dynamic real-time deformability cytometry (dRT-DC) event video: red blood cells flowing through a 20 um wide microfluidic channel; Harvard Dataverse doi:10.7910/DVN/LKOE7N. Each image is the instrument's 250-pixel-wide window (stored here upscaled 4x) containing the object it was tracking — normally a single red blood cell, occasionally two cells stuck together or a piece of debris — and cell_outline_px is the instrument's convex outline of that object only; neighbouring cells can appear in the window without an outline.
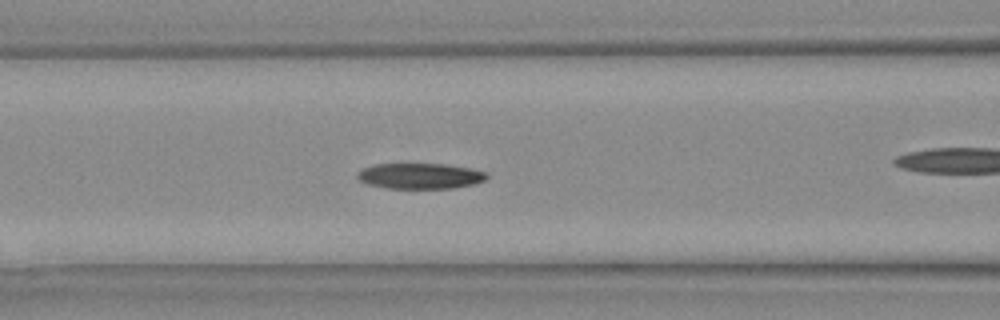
{"species": "Egyptian fruit bat (a non-hibernating species)", "species_latin": "Rousettus aegyptiacus", "temperature_condition": "warm", "stored_images_in_passage": 11, "camera_frame_rate_fps": 3000, "um_per_image_px": 0.085, "animal": {"sex": "female"}, "frame": {"image": 1, "passage_image": 4, "time_ms": 1.0, "image_size_px": [1000, 320], "cell_outline_px": [[488, 176], [484, 180], [476, 184], [456, 188], [388, 188], [368, 184], [360, 180], [356, 176], [356, 172], [364, 168], [376, 164], [444, 164], [472, 168], [488, 172]], "centroid_in_image_um": [35.75, 14.96], "position_along_channel_um": 130.8, "area_um2": 19.42}}